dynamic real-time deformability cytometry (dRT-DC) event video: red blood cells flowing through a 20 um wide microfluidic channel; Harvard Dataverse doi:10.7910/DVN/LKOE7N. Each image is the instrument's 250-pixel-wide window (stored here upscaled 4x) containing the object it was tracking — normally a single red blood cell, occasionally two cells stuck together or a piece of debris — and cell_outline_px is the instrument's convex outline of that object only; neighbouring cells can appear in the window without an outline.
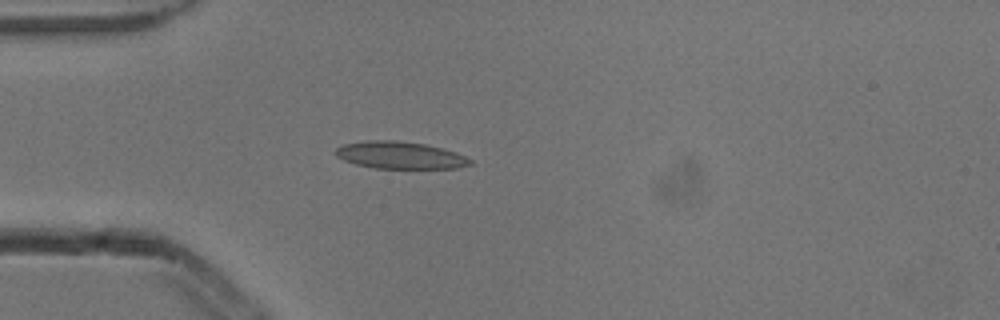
{"species": "common noctule bat (a hibernating species)", "species_latin": "Nyctalus noctula", "temperature_condition": "cold", "stored_images_in_passage": 2, "camera_frame_rate_fps": 3000, "um_per_image_px": 0.085, "animal": {"sex": "male", "body_mass_g": 13.3}, "frame": {"image": 1, "passage_image": 2, "time_ms": 0.333, "image_size_px": [1000, 320], "cell_outline_px": [[472, 164], [456, 168], [372, 168], [356, 164], [344, 160], [336, 156], [332, 152], [336, 148], [344, 144], [364, 140], [396, 140], [424, 144], [456, 152], [472, 160]], "centroid_in_image_um": [33.95, 13.19], "position_along_channel_um": 51.0, "area_um2": 21.33}}